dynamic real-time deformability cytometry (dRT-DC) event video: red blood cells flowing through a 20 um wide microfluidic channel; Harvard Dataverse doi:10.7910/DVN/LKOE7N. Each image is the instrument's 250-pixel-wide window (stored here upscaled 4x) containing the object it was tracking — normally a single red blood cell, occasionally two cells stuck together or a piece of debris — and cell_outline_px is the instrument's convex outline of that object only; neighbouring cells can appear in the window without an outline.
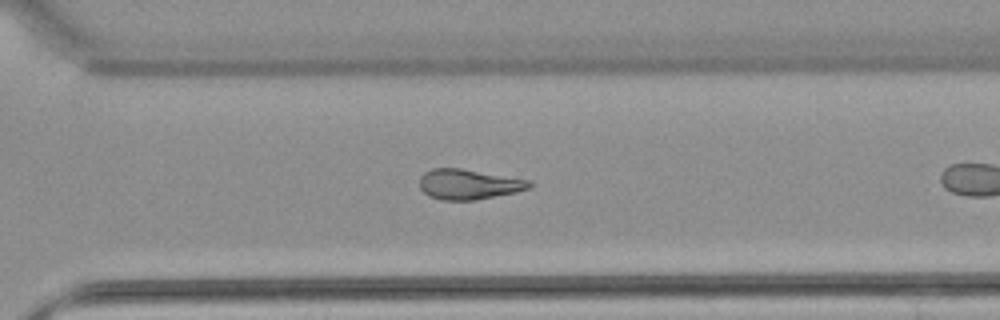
{"species": "common noctule bat (a hibernating species)", "species_latin": "Nyctalus noctula", "temperature_condition": "warm", "stored_images_in_passage": 26, "camera_frame_rate_fps": 3000, "um_per_image_px": 0.085, "animal": {"sex": "female", "body_mass_g": 22.7, "forearm_length_mm": 54.2}, "frame": {"image": 1, "passage_image": 22, "time_ms": 7.0, "image_size_px": [1000, 320], "cell_outline_px": [[532, 184], [528, 188], [516, 192], [476, 200], [440, 200], [428, 196], [420, 188], [420, 176], [424, 172], [432, 168], [460, 168], [532, 180]], "centroid_in_image_um": [39.82, 15.66], "position_along_channel_um": 330.8, "area_um2": 19.42}}